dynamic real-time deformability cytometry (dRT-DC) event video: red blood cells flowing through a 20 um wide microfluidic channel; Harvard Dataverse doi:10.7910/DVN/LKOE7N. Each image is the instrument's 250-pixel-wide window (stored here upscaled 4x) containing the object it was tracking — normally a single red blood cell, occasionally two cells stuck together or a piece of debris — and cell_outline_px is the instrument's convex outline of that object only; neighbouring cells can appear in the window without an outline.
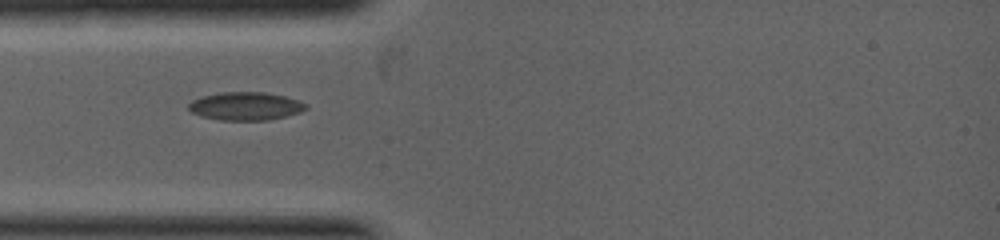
{"species": "common noctule bat (a hibernating species)", "species_latin": "Nyctalus noctula", "temperature_condition": "warm", "stored_images_in_passage": 21, "camera_frame_rate_fps": 5000, "um_per_image_px": 0.085, "animal": {"sex": "female", "body_mass_g": 19.0, "forearm_length_mm": 53.3}, "frame": {"image": 1, "passage_image": 1, "time_ms": 0.0, "image_size_px": [1000, 240], "cell_outline_px": [[308, 108], [300, 112], [268, 120], [220, 120], [200, 116], [192, 112], [188, 108], [188, 104], [192, 100], [200, 96], [220, 92], [264, 92], [284, 96], [300, 100], [308, 104]], "centroid_in_image_um": [20.86, 9.01], "position_along_channel_um": 64.1, "area_um2": 19.36}}
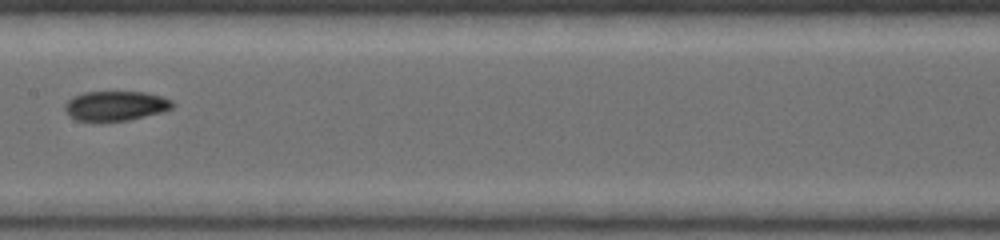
{"frame": {"image": 2, "passage_image": 7, "time_ms": 1.8, "image_size_px": [1000, 240], "cell_outline_px": [[176, 104], [172, 108], [160, 112], [128, 120], [76, 120], [68, 116], [64, 108], [64, 104], [72, 96], [84, 92], [144, 92], [160, 96], [172, 100]], "centroid_in_image_um": [9.8, 8.98], "position_along_channel_um": 197.6, "area_um2": 18.44}}
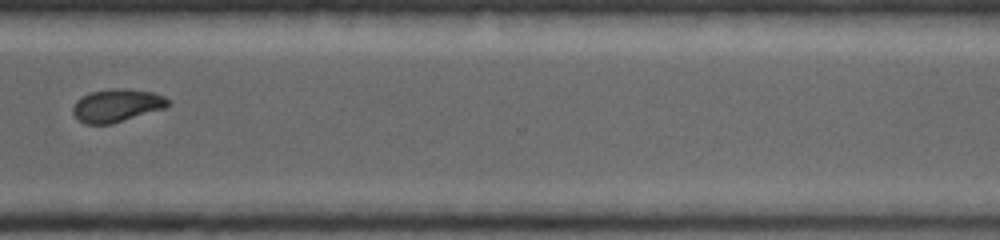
{"frame": {"image": 3, "passage_image": 14, "time_ms": 4.0, "image_size_px": [1000, 240], "cell_outline_px": [[168, 104], [164, 108], [112, 124], [84, 124], [72, 112], [72, 108], [76, 100], [80, 96], [92, 92], [112, 88], [124, 88], [152, 92], [164, 96], [168, 100]], "centroid_in_image_um": [9.89, 8.96], "position_along_channel_um": 360.7, "area_um2": 18.15}}